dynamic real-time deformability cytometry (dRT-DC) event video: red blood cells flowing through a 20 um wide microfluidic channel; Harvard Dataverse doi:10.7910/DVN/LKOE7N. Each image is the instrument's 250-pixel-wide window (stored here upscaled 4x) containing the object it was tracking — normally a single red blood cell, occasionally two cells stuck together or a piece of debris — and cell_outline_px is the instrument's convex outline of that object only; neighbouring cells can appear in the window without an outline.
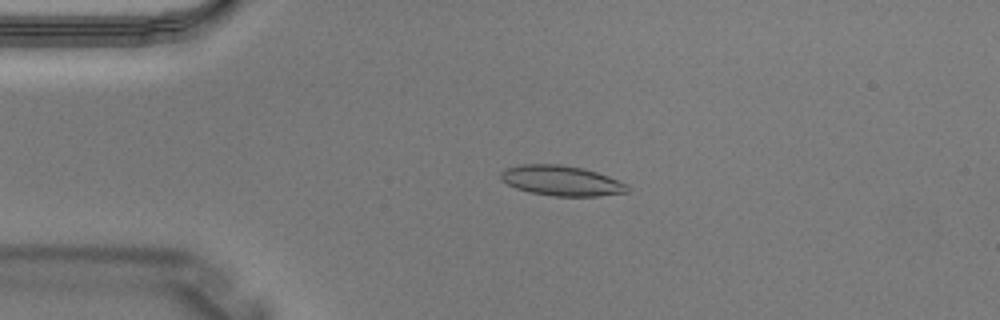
{"species": "Egyptian fruit bat (a non-hibernating species)", "species_latin": "Rousettus aegyptiacus", "temperature_condition": "warm", "stored_images_in_passage": 4, "camera_frame_rate_fps": 3000, "um_per_image_px": 0.085, "animal": {"sex": "male"}, "frame": {"image": 1, "passage_image": 3, "time_ms": 0.667, "image_size_px": [1000, 320], "cell_outline_px": [[628, 192], [596, 196], [552, 196], [528, 192], [516, 188], [508, 184], [500, 176], [500, 172], [508, 168], [520, 164], [560, 164], [584, 168], [608, 176], [628, 184]], "centroid_in_image_um": [47.73, 15.35], "position_along_channel_um": 37.3, "area_um2": 22.2}}